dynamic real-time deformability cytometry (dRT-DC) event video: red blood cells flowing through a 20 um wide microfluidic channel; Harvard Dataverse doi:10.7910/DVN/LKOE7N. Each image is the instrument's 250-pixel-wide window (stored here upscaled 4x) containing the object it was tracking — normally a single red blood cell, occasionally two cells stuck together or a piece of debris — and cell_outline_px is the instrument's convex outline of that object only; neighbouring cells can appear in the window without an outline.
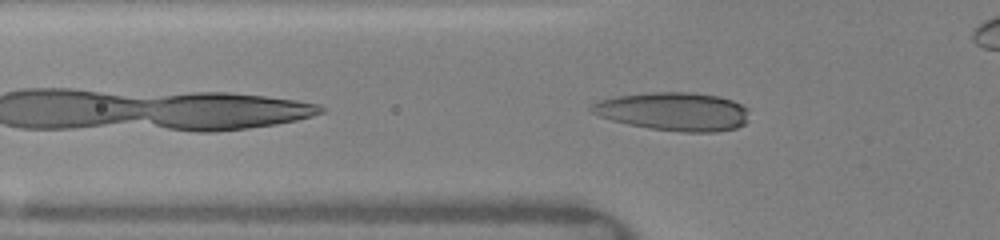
{"species": "human", "species_latin": "Homo sapiens", "temperature_condition": "warm", "stored_images_in_passage": 23, "camera_frame_rate_fps": 3000, "um_per_image_px": 0.085, "donor": {"sex": "female"}, "frame": {"image": 1, "passage_image": 6, "time_ms": 1.0, "image_size_px": [1000, 240], "cell_outline_px": [[748, 120], [744, 124], [736, 128], [716, 132], [684, 132], [648, 128], [628, 124], [612, 120], [588, 112], [588, 108], [596, 100], [616, 96], [648, 92], [692, 92], [720, 96], [732, 100], [748, 108]], "centroid_in_image_um": [57.24, 9.47], "position_along_channel_um": 68.6, "area_um2": 35.66}}
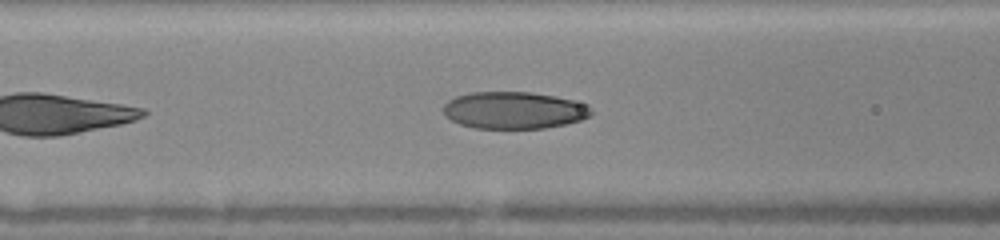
{"frame": {"image": 2, "passage_image": 13, "time_ms": 2.333, "image_size_px": [1000, 240], "cell_outline_px": [[592, 112], [588, 116], [580, 120], [564, 124], [544, 128], [472, 128], [460, 124], [452, 120], [444, 112], [444, 104], [448, 100], [456, 96], [472, 92], [532, 92], [556, 96], [588, 104], [592, 108]], "centroid_in_image_um": [43.7, 9.36], "position_along_channel_um": 122.9, "area_um2": 31.85}}
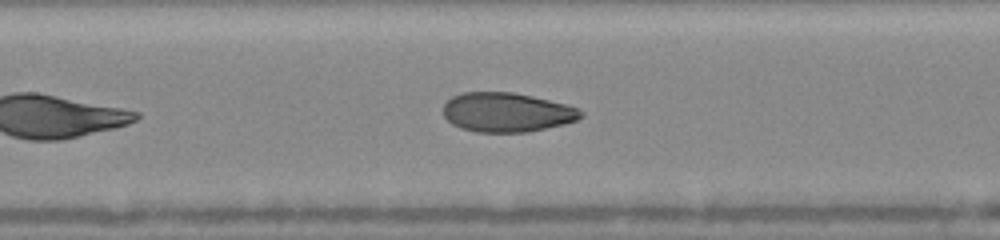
{"frame": {"image": 3, "passage_image": 19, "time_ms": 3.333, "image_size_px": [1000, 240], "cell_outline_px": [[584, 116], [576, 120], [564, 124], [528, 132], [476, 132], [460, 128], [452, 124], [444, 116], [444, 104], [452, 96], [460, 92], [512, 92], [532, 96], [568, 104], [580, 108], [584, 112]], "centroid_in_image_um": [43.1, 9.54], "position_along_channel_um": 164.3, "area_um2": 31.79}}